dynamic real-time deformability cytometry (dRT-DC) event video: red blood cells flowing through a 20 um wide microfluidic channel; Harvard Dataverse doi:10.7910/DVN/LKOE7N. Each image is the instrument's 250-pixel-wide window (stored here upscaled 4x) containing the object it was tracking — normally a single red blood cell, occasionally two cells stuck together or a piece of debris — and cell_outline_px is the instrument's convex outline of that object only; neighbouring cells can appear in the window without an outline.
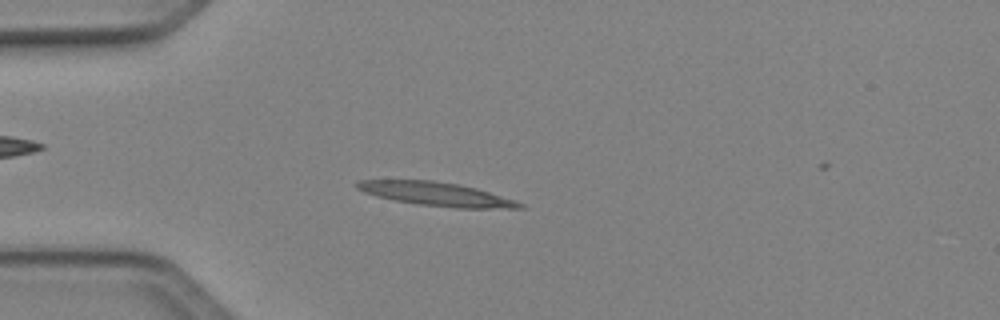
{"species": "Egyptian fruit bat (a non-hibernating species)", "species_latin": "Rousettus aegyptiacus", "temperature_condition": "cold", "stored_images_in_passage": 43, "camera_frame_rate_fps": 3000, "um_per_image_px": 0.085, "animal": {"sex": "female"}, "frame": {"image": 1, "passage_image": 7, "time_ms": 2.0, "image_size_px": [1000, 320], "cell_outline_px": [[524, 208], [456, 208], [420, 204], [396, 200], [376, 196], [364, 192], [356, 188], [356, 180], [432, 180], [460, 184], [476, 188], [524, 204]], "centroid_in_image_um": [37.04, 16.48], "position_along_channel_um": 48.0, "area_um2": 22.08}}
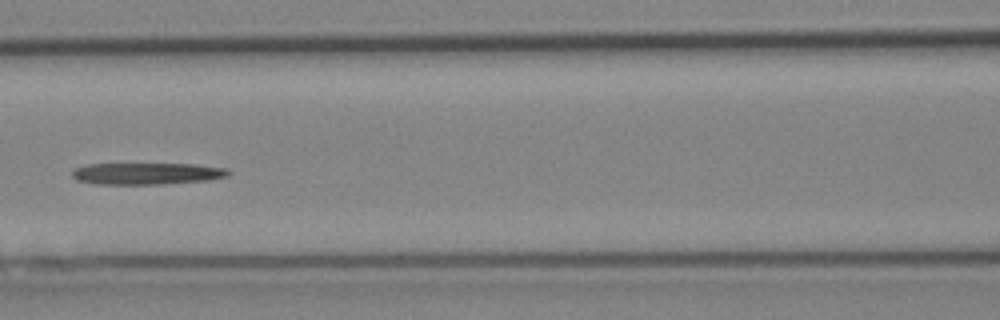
{"frame": {"image": 2, "passage_image": 16, "time_ms": 5.0, "image_size_px": [1000, 320], "cell_outline_px": [[232, 172], [228, 176], [208, 180], [164, 184], [96, 184], [76, 180], [72, 176], [72, 172], [76, 168], [88, 164], [196, 164], [228, 168]], "centroid_in_image_um": [12.53, 14.75], "position_along_channel_um": 154.1, "area_um2": 19.88}}
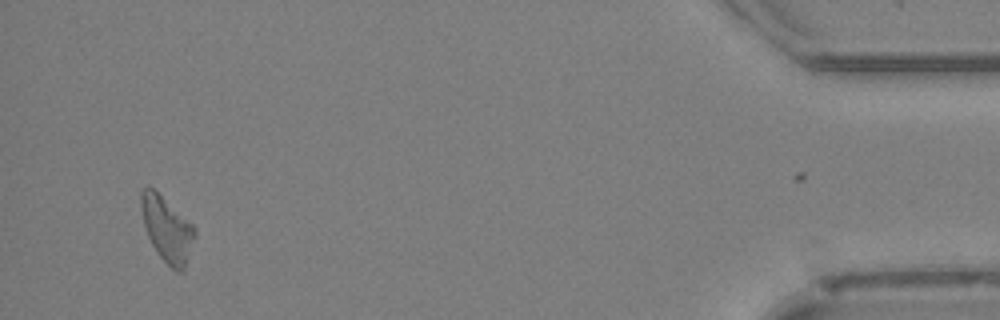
{"frame": {"image": 3, "passage_image": 41, "time_ms": 13.333, "image_size_px": [1000, 320], "cell_outline_px": [[196, 236], [184, 272], [176, 272], [160, 256], [152, 244], [148, 236], [144, 224], [140, 208], [140, 192], [144, 188], [156, 188], [196, 228]], "centroid_in_image_um": [14.21, 19.45], "position_along_channel_um": 421.0, "area_um2": 20.63}}